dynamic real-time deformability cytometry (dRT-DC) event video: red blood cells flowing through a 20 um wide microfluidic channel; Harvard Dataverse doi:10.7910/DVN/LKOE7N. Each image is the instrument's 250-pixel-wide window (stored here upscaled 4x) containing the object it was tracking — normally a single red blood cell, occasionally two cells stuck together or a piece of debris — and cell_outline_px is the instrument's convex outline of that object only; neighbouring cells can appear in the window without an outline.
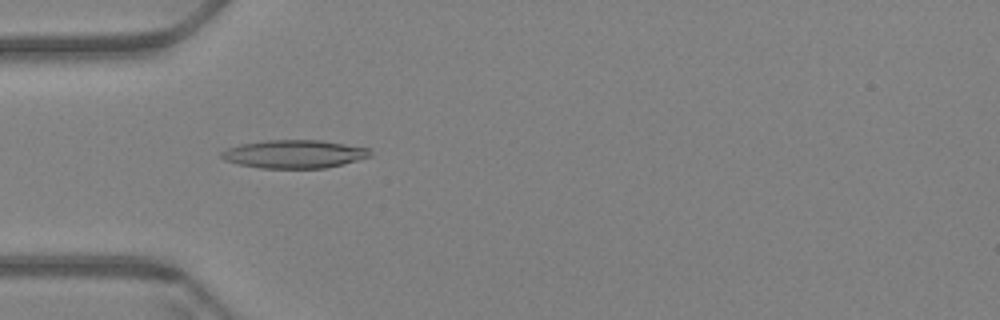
{"species": "Egyptian fruit bat (a non-hibernating species)", "species_latin": "Rousettus aegyptiacus", "temperature_condition": "warm", "stored_images_in_passage": 61, "camera_frame_rate_fps": 3000, "um_per_image_px": 0.085, "animal": {"sex": "female"}, "frame": {"image": 1, "passage_image": 19, "time_ms": 6.0, "image_size_px": [1000, 320], "cell_outline_px": [[372, 156], [344, 164], [324, 168], [260, 168], [240, 164], [224, 160], [220, 156], [220, 152], [228, 148], [240, 144], [268, 140], [324, 140], [368, 148], [372, 152]], "centroid_in_image_um": [25.03, 13.09], "position_along_channel_um": 60.0, "area_um2": 24.51}}
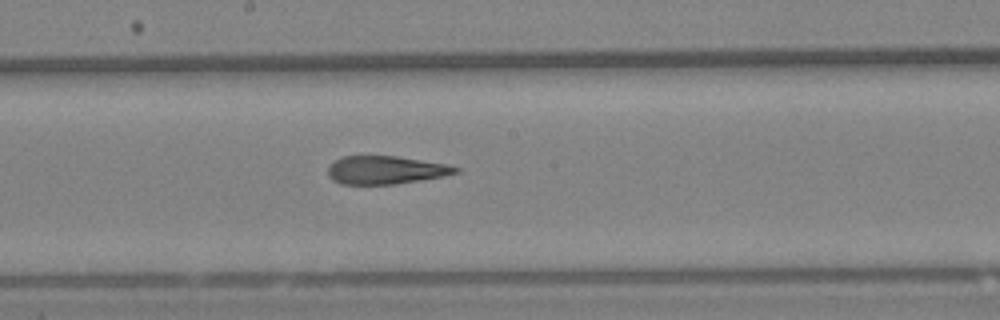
{"frame": {"image": 2, "passage_image": 33, "time_ms": 10.667, "image_size_px": [1000, 320], "cell_outline_px": [[460, 172], [444, 176], [396, 184], [340, 184], [332, 180], [328, 176], [328, 168], [336, 160], [344, 156], [396, 156], [448, 164], [460, 168]], "centroid_in_image_um": [32.8, 14.46], "position_along_channel_um": 215.4, "area_um2": 20.92}}
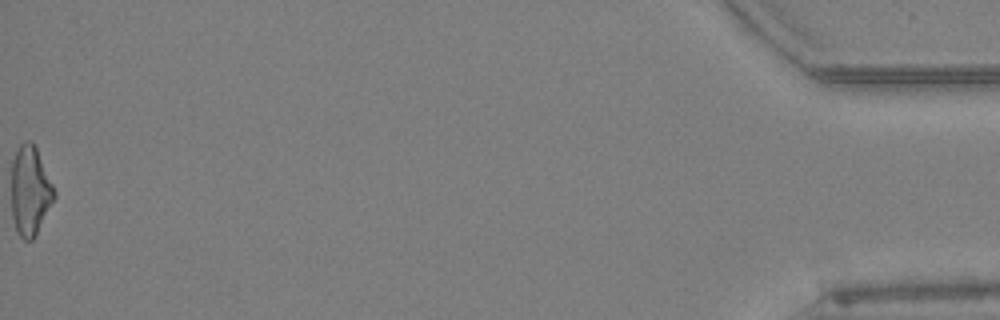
{"frame": {"image": 3, "passage_image": 61, "time_ms": 20.0, "image_size_px": [1000, 320], "cell_outline_px": [[56, 196], [36, 236], [32, 240], [24, 240], [16, 232], [12, 216], [12, 160], [16, 148], [24, 140], [32, 140], [36, 148], [56, 192]], "centroid_in_image_um": [2.55, 16.22], "position_along_channel_um": 432.6, "area_um2": 22.48}, "authors_computed_cell_mechanics": {"area_um2": 22.4264, "velocity_mm_per_s": 3.4091, "shape_relaxation_time_tau1_ms": null, "shape_relaxation_time_tau2_ms": 3.6654, "deformation_change_tau1": null, "deformation_change_tau2": 0.1635}}